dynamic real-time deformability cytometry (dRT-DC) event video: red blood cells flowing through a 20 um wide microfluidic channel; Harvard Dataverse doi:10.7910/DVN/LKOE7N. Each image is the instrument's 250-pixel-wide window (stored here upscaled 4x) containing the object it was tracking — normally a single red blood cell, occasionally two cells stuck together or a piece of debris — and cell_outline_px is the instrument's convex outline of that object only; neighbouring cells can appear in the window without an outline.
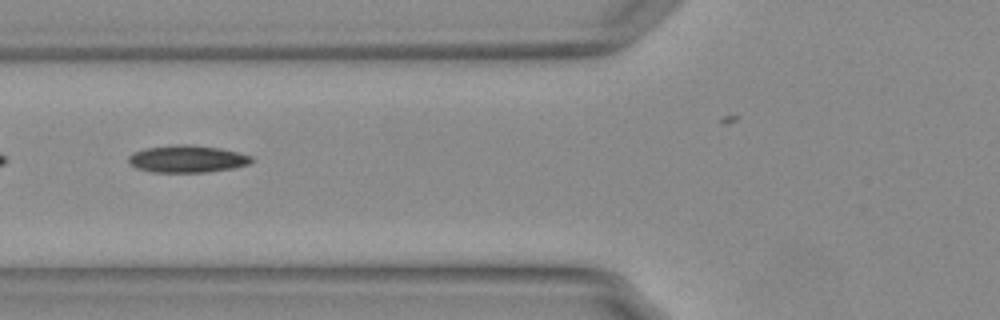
{"species": "Egyptian fruit bat (a non-hibernating species)", "species_latin": "Rousettus aegyptiacus", "temperature_condition": "warm", "stored_images_in_passage": 41, "segment_of_instrument_passage": [2, 2], "camera_frame_rate_fps": 3000, "um_per_image_px": 0.085, "animal": {"sex": "female"}, "frame": {"image": 1, "passage_image": 19, "time_ms": 6.0, "image_size_px": [1000, 320], "cell_outline_px": [[252, 160], [248, 164], [232, 168], [204, 172], [152, 172], [136, 168], [128, 164], [128, 156], [132, 152], [144, 148], [172, 144], [192, 144], [220, 148], [252, 156]], "centroid_in_image_um": [15.83, 13.49], "position_along_channel_um": 110.0, "area_um2": 19.65}}